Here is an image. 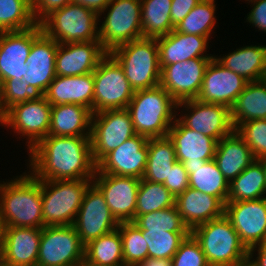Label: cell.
I'll list each match as a JSON object with an SVG mask.
<instances>
[{
	"label": "cell",
	"instance_id": "1",
	"mask_svg": "<svg viewBox=\"0 0 266 266\" xmlns=\"http://www.w3.org/2000/svg\"><path fill=\"white\" fill-rule=\"evenodd\" d=\"M27 153L37 180L93 179L97 170L90 137L48 135Z\"/></svg>",
	"mask_w": 266,
	"mask_h": 266
},
{
	"label": "cell",
	"instance_id": "2",
	"mask_svg": "<svg viewBox=\"0 0 266 266\" xmlns=\"http://www.w3.org/2000/svg\"><path fill=\"white\" fill-rule=\"evenodd\" d=\"M10 179L0 181L2 226L42 229L41 180H37L29 171Z\"/></svg>",
	"mask_w": 266,
	"mask_h": 266
},
{
	"label": "cell",
	"instance_id": "3",
	"mask_svg": "<svg viewBox=\"0 0 266 266\" xmlns=\"http://www.w3.org/2000/svg\"><path fill=\"white\" fill-rule=\"evenodd\" d=\"M177 102L159 84L153 88L135 91L127 110L135 133L149 138L168 135L177 115Z\"/></svg>",
	"mask_w": 266,
	"mask_h": 266
},
{
	"label": "cell",
	"instance_id": "4",
	"mask_svg": "<svg viewBox=\"0 0 266 266\" xmlns=\"http://www.w3.org/2000/svg\"><path fill=\"white\" fill-rule=\"evenodd\" d=\"M109 54L123 68L134 91L160 84L159 49L154 38H139L114 48Z\"/></svg>",
	"mask_w": 266,
	"mask_h": 266
},
{
	"label": "cell",
	"instance_id": "5",
	"mask_svg": "<svg viewBox=\"0 0 266 266\" xmlns=\"http://www.w3.org/2000/svg\"><path fill=\"white\" fill-rule=\"evenodd\" d=\"M190 233L201 245L208 264H248L249 250L225 215L195 227Z\"/></svg>",
	"mask_w": 266,
	"mask_h": 266
},
{
	"label": "cell",
	"instance_id": "6",
	"mask_svg": "<svg viewBox=\"0 0 266 266\" xmlns=\"http://www.w3.org/2000/svg\"><path fill=\"white\" fill-rule=\"evenodd\" d=\"M92 179L41 180L44 226L73 225Z\"/></svg>",
	"mask_w": 266,
	"mask_h": 266
},
{
	"label": "cell",
	"instance_id": "7",
	"mask_svg": "<svg viewBox=\"0 0 266 266\" xmlns=\"http://www.w3.org/2000/svg\"><path fill=\"white\" fill-rule=\"evenodd\" d=\"M39 24L59 44L99 41V15L72 2L52 11Z\"/></svg>",
	"mask_w": 266,
	"mask_h": 266
},
{
	"label": "cell",
	"instance_id": "8",
	"mask_svg": "<svg viewBox=\"0 0 266 266\" xmlns=\"http://www.w3.org/2000/svg\"><path fill=\"white\" fill-rule=\"evenodd\" d=\"M139 38H142L141 0H111L99 14V41L103 48L109 53Z\"/></svg>",
	"mask_w": 266,
	"mask_h": 266
},
{
	"label": "cell",
	"instance_id": "9",
	"mask_svg": "<svg viewBox=\"0 0 266 266\" xmlns=\"http://www.w3.org/2000/svg\"><path fill=\"white\" fill-rule=\"evenodd\" d=\"M93 76V113L127 108L135 91L123 68L109 53L99 62Z\"/></svg>",
	"mask_w": 266,
	"mask_h": 266
},
{
	"label": "cell",
	"instance_id": "10",
	"mask_svg": "<svg viewBox=\"0 0 266 266\" xmlns=\"http://www.w3.org/2000/svg\"><path fill=\"white\" fill-rule=\"evenodd\" d=\"M85 245L73 225L42 228L37 266H79Z\"/></svg>",
	"mask_w": 266,
	"mask_h": 266
},
{
	"label": "cell",
	"instance_id": "11",
	"mask_svg": "<svg viewBox=\"0 0 266 266\" xmlns=\"http://www.w3.org/2000/svg\"><path fill=\"white\" fill-rule=\"evenodd\" d=\"M136 135L126 108L93 113L91 119V149L97 164L107 153Z\"/></svg>",
	"mask_w": 266,
	"mask_h": 266
},
{
	"label": "cell",
	"instance_id": "12",
	"mask_svg": "<svg viewBox=\"0 0 266 266\" xmlns=\"http://www.w3.org/2000/svg\"><path fill=\"white\" fill-rule=\"evenodd\" d=\"M176 116L184 126L217 141L234 130L230 108L221 104L205 103L197 99L180 102L177 104Z\"/></svg>",
	"mask_w": 266,
	"mask_h": 266
},
{
	"label": "cell",
	"instance_id": "13",
	"mask_svg": "<svg viewBox=\"0 0 266 266\" xmlns=\"http://www.w3.org/2000/svg\"><path fill=\"white\" fill-rule=\"evenodd\" d=\"M52 105L43 96L38 100H28L8 109L3 127L13 130L26 140L27 151L42 138L48 136Z\"/></svg>",
	"mask_w": 266,
	"mask_h": 266
},
{
	"label": "cell",
	"instance_id": "14",
	"mask_svg": "<svg viewBox=\"0 0 266 266\" xmlns=\"http://www.w3.org/2000/svg\"><path fill=\"white\" fill-rule=\"evenodd\" d=\"M119 222L111 214L104 195L92 183L86 190L73 226L81 242L86 245L91 240L118 228Z\"/></svg>",
	"mask_w": 266,
	"mask_h": 266
},
{
	"label": "cell",
	"instance_id": "15",
	"mask_svg": "<svg viewBox=\"0 0 266 266\" xmlns=\"http://www.w3.org/2000/svg\"><path fill=\"white\" fill-rule=\"evenodd\" d=\"M140 180L135 177L95 173L92 183L104 195L111 214L118 222L135 219Z\"/></svg>",
	"mask_w": 266,
	"mask_h": 266
},
{
	"label": "cell",
	"instance_id": "16",
	"mask_svg": "<svg viewBox=\"0 0 266 266\" xmlns=\"http://www.w3.org/2000/svg\"><path fill=\"white\" fill-rule=\"evenodd\" d=\"M211 59L194 58L164 66L160 85L177 103L196 99Z\"/></svg>",
	"mask_w": 266,
	"mask_h": 266
},
{
	"label": "cell",
	"instance_id": "17",
	"mask_svg": "<svg viewBox=\"0 0 266 266\" xmlns=\"http://www.w3.org/2000/svg\"><path fill=\"white\" fill-rule=\"evenodd\" d=\"M224 215L230 220L248 250L266 242V197L226 202Z\"/></svg>",
	"mask_w": 266,
	"mask_h": 266
},
{
	"label": "cell",
	"instance_id": "18",
	"mask_svg": "<svg viewBox=\"0 0 266 266\" xmlns=\"http://www.w3.org/2000/svg\"><path fill=\"white\" fill-rule=\"evenodd\" d=\"M40 24L23 30L0 32V80L21 79L28 71L26 59L33 41L42 33Z\"/></svg>",
	"mask_w": 266,
	"mask_h": 266
},
{
	"label": "cell",
	"instance_id": "19",
	"mask_svg": "<svg viewBox=\"0 0 266 266\" xmlns=\"http://www.w3.org/2000/svg\"><path fill=\"white\" fill-rule=\"evenodd\" d=\"M148 138L134 135L107 153L98 163L96 173L142 179L147 165Z\"/></svg>",
	"mask_w": 266,
	"mask_h": 266
},
{
	"label": "cell",
	"instance_id": "20",
	"mask_svg": "<svg viewBox=\"0 0 266 266\" xmlns=\"http://www.w3.org/2000/svg\"><path fill=\"white\" fill-rule=\"evenodd\" d=\"M247 82L242 76L225 68L213 57L206 67L196 99L231 108Z\"/></svg>",
	"mask_w": 266,
	"mask_h": 266
},
{
	"label": "cell",
	"instance_id": "21",
	"mask_svg": "<svg viewBox=\"0 0 266 266\" xmlns=\"http://www.w3.org/2000/svg\"><path fill=\"white\" fill-rule=\"evenodd\" d=\"M173 142L176 160L184 167H197L215 157L218 141L184 126L177 118L168 131Z\"/></svg>",
	"mask_w": 266,
	"mask_h": 266
},
{
	"label": "cell",
	"instance_id": "22",
	"mask_svg": "<svg viewBox=\"0 0 266 266\" xmlns=\"http://www.w3.org/2000/svg\"><path fill=\"white\" fill-rule=\"evenodd\" d=\"M41 233L39 228L3 227L2 266H37Z\"/></svg>",
	"mask_w": 266,
	"mask_h": 266
},
{
	"label": "cell",
	"instance_id": "23",
	"mask_svg": "<svg viewBox=\"0 0 266 266\" xmlns=\"http://www.w3.org/2000/svg\"><path fill=\"white\" fill-rule=\"evenodd\" d=\"M107 54L100 41L58 44L56 75L70 77L94 72Z\"/></svg>",
	"mask_w": 266,
	"mask_h": 266
},
{
	"label": "cell",
	"instance_id": "24",
	"mask_svg": "<svg viewBox=\"0 0 266 266\" xmlns=\"http://www.w3.org/2000/svg\"><path fill=\"white\" fill-rule=\"evenodd\" d=\"M156 40L159 49L160 69L173 63L194 58L214 57L213 54H207L210 43L208 37L180 33L173 29L167 35Z\"/></svg>",
	"mask_w": 266,
	"mask_h": 266
},
{
	"label": "cell",
	"instance_id": "25",
	"mask_svg": "<svg viewBox=\"0 0 266 266\" xmlns=\"http://www.w3.org/2000/svg\"><path fill=\"white\" fill-rule=\"evenodd\" d=\"M58 42L42 32L32 43L26 63L28 71L23 77L28 85L35 86L43 94L57 76L55 57Z\"/></svg>",
	"mask_w": 266,
	"mask_h": 266
},
{
	"label": "cell",
	"instance_id": "26",
	"mask_svg": "<svg viewBox=\"0 0 266 266\" xmlns=\"http://www.w3.org/2000/svg\"><path fill=\"white\" fill-rule=\"evenodd\" d=\"M175 205L190 232L205 222L222 217L225 210L217 197L190 187L176 197Z\"/></svg>",
	"mask_w": 266,
	"mask_h": 266
},
{
	"label": "cell",
	"instance_id": "27",
	"mask_svg": "<svg viewBox=\"0 0 266 266\" xmlns=\"http://www.w3.org/2000/svg\"><path fill=\"white\" fill-rule=\"evenodd\" d=\"M44 97L52 106L78 104L89 108L93 113V72L80 76H56L46 89Z\"/></svg>",
	"mask_w": 266,
	"mask_h": 266
},
{
	"label": "cell",
	"instance_id": "28",
	"mask_svg": "<svg viewBox=\"0 0 266 266\" xmlns=\"http://www.w3.org/2000/svg\"><path fill=\"white\" fill-rule=\"evenodd\" d=\"M254 160L251 149L236 130L217 143L214 161L229 183Z\"/></svg>",
	"mask_w": 266,
	"mask_h": 266
},
{
	"label": "cell",
	"instance_id": "29",
	"mask_svg": "<svg viewBox=\"0 0 266 266\" xmlns=\"http://www.w3.org/2000/svg\"><path fill=\"white\" fill-rule=\"evenodd\" d=\"M214 58L248 82L266 78V45H246L224 56L214 55Z\"/></svg>",
	"mask_w": 266,
	"mask_h": 266
},
{
	"label": "cell",
	"instance_id": "30",
	"mask_svg": "<svg viewBox=\"0 0 266 266\" xmlns=\"http://www.w3.org/2000/svg\"><path fill=\"white\" fill-rule=\"evenodd\" d=\"M92 114L78 104L53 105L48 135L90 137Z\"/></svg>",
	"mask_w": 266,
	"mask_h": 266
},
{
	"label": "cell",
	"instance_id": "31",
	"mask_svg": "<svg viewBox=\"0 0 266 266\" xmlns=\"http://www.w3.org/2000/svg\"><path fill=\"white\" fill-rule=\"evenodd\" d=\"M230 116L234 130L247 121L266 119V78L247 82L230 108Z\"/></svg>",
	"mask_w": 266,
	"mask_h": 266
},
{
	"label": "cell",
	"instance_id": "32",
	"mask_svg": "<svg viewBox=\"0 0 266 266\" xmlns=\"http://www.w3.org/2000/svg\"><path fill=\"white\" fill-rule=\"evenodd\" d=\"M147 165L142 179L154 183H164L170 170L177 162L173 142L168 136L149 138L147 141Z\"/></svg>",
	"mask_w": 266,
	"mask_h": 266
},
{
	"label": "cell",
	"instance_id": "33",
	"mask_svg": "<svg viewBox=\"0 0 266 266\" xmlns=\"http://www.w3.org/2000/svg\"><path fill=\"white\" fill-rule=\"evenodd\" d=\"M266 197V176L262 163L254 160L229 183L227 202L258 200Z\"/></svg>",
	"mask_w": 266,
	"mask_h": 266
},
{
	"label": "cell",
	"instance_id": "34",
	"mask_svg": "<svg viewBox=\"0 0 266 266\" xmlns=\"http://www.w3.org/2000/svg\"><path fill=\"white\" fill-rule=\"evenodd\" d=\"M189 175V187L217 197L224 205L229 194V182L214 159L197 167H184Z\"/></svg>",
	"mask_w": 266,
	"mask_h": 266
},
{
	"label": "cell",
	"instance_id": "35",
	"mask_svg": "<svg viewBox=\"0 0 266 266\" xmlns=\"http://www.w3.org/2000/svg\"><path fill=\"white\" fill-rule=\"evenodd\" d=\"M172 0H141L142 37L160 38L170 33Z\"/></svg>",
	"mask_w": 266,
	"mask_h": 266
},
{
	"label": "cell",
	"instance_id": "36",
	"mask_svg": "<svg viewBox=\"0 0 266 266\" xmlns=\"http://www.w3.org/2000/svg\"><path fill=\"white\" fill-rule=\"evenodd\" d=\"M84 259L100 266H125L119 229L117 228L86 244Z\"/></svg>",
	"mask_w": 266,
	"mask_h": 266
},
{
	"label": "cell",
	"instance_id": "37",
	"mask_svg": "<svg viewBox=\"0 0 266 266\" xmlns=\"http://www.w3.org/2000/svg\"><path fill=\"white\" fill-rule=\"evenodd\" d=\"M215 2L202 0L174 29L180 33L208 37L211 40L217 24Z\"/></svg>",
	"mask_w": 266,
	"mask_h": 266
},
{
	"label": "cell",
	"instance_id": "38",
	"mask_svg": "<svg viewBox=\"0 0 266 266\" xmlns=\"http://www.w3.org/2000/svg\"><path fill=\"white\" fill-rule=\"evenodd\" d=\"M37 24L31 0H0V32L23 31Z\"/></svg>",
	"mask_w": 266,
	"mask_h": 266
},
{
	"label": "cell",
	"instance_id": "39",
	"mask_svg": "<svg viewBox=\"0 0 266 266\" xmlns=\"http://www.w3.org/2000/svg\"><path fill=\"white\" fill-rule=\"evenodd\" d=\"M176 198L163 185L141 179L137 194L135 218L142 214L175 206Z\"/></svg>",
	"mask_w": 266,
	"mask_h": 266
},
{
	"label": "cell",
	"instance_id": "40",
	"mask_svg": "<svg viewBox=\"0 0 266 266\" xmlns=\"http://www.w3.org/2000/svg\"><path fill=\"white\" fill-rule=\"evenodd\" d=\"M118 229L122 238L124 265L139 266L148 258V245L142 230L132 221L119 222Z\"/></svg>",
	"mask_w": 266,
	"mask_h": 266
},
{
	"label": "cell",
	"instance_id": "41",
	"mask_svg": "<svg viewBox=\"0 0 266 266\" xmlns=\"http://www.w3.org/2000/svg\"><path fill=\"white\" fill-rule=\"evenodd\" d=\"M190 232H166L164 230H142L148 245V257L172 259L180 244Z\"/></svg>",
	"mask_w": 266,
	"mask_h": 266
},
{
	"label": "cell",
	"instance_id": "42",
	"mask_svg": "<svg viewBox=\"0 0 266 266\" xmlns=\"http://www.w3.org/2000/svg\"><path fill=\"white\" fill-rule=\"evenodd\" d=\"M141 230H164L166 232H190L183 223L175 206L137 216L133 221Z\"/></svg>",
	"mask_w": 266,
	"mask_h": 266
},
{
	"label": "cell",
	"instance_id": "43",
	"mask_svg": "<svg viewBox=\"0 0 266 266\" xmlns=\"http://www.w3.org/2000/svg\"><path fill=\"white\" fill-rule=\"evenodd\" d=\"M236 131L251 149L255 160L266 157V119L247 121Z\"/></svg>",
	"mask_w": 266,
	"mask_h": 266
},
{
	"label": "cell",
	"instance_id": "44",
	"mask_svg": "<svg viewBox=\"0 0 266 266\" xmlns=\"http://www.w3.org/2000/svg\"><path fill=\"white\" fill-rule=\"evenodd\" d=\"M43 96L44 94L38 88L28 85L23 77L7 79L3 82V98L7 109L28 100H38Z\"/></svg>",
	"mask_w": 266,
	"mask_h": 266
},
{
	"label": "cell",
	"instance_id": "45",
	"mask_svg": "<svg viewBox=\"0 0 266 266\" xmlns=\"http://www.w3.org/2000/svg\"><path fill=\"white\" fill-rule=\"evenodd\" d=\"M172 266H207L201 245L190 233L171 259Z\"/></svg>",
	"mask_w": 266,
	"mask_h": 266
},
{
	"label": "cell",
	"instance_id": "46",
	"mask_svg": "<svg viewBox=\"0 0 266 266\" xmlns=\"http://www.w3.org/2000/svg\"><path fill=\"white\" fill-rule=\"evenodd\" d=\"M163 185L174 195L175 198L189 187V175L184 168L183 163L177 161L173 165L169 177L165 180Z\"/></svg>",
	"mask_w": 266,
	"mask_h": 266
},
{
	"label": "cell",
	"instance_id": "47",
	"mask_svg": "<svg viewBox=\"0 0 266 266\" xmlns=\"http://www.w3.org/2000/svg\"><path fill=\"white\" fill-rule=\"evenodd\" d=\"M71 0H31L32 14L39 24L52 11L63 8Z\"/></svg>",
	"mask_w": 266,
	"mask_h": 266
},
{
	"label": "cell",
	"instance_id": "48",
	"mask_svg": "<svg viewBox=\"0 0 266 266\" xmlns=\"http://www.w3.org/2000/svg\"><path fill=\"white\" fill-rule=\"evenodd\" d=\"M250 3L252 9L246 16L247 23L266 33V0H255Z\"/></svg>",
	"mask_w": 266,
	"mask_h": 266
},
{
	"label": "cell",
	"instance_id": "49",
	"mask_svg": "<svg viewBox=\"0 0 266 266\" xmlns=\"http://www.w3.org/2000/svg\"><path fill=\"white\" fill-rule=\"evenodd\" d=\"M202 0H172L170 17L172 25H178Z\"/></svg>",
	"mask_w": 266,
	"mask_h": 266
},
{
	"label": "cell",
	"instance_id": "50",
	"mask_svg": "<svg viewBox=\"0 0 266 266\" xmlns=\"http://www.w3.org/2000/svg\"><path fill=\"white\" fill-rule=\"evenodd\" d=\"M247 266H266V242L249 249Z\"/></svg>",
	"mask_w": 266,
	"mask_h": 266
},
{
	"label": "cell",
	"instance_id": "51",
	"mask_svg": "<svg viewBox=\"0 0 266 266\" xmlns=\"http://www.w3.org/2000/svg\"><path fill=\"white\" fill-rule=\"evenodd\" d=\"M71 2L86 7L99 15L111 0H71Z\"/></svg>",
	"mask_w": 266,
	"mask_h": 266
},
{
	"label": "cell",
	"instance_id": "52",
	"mask_svg": "<svg viewBox=\"0 0 266 266\" xmlns=\"http://www.w3.org/2000/svg\"><path fill=\"white\" fill-rule=\"evenodd\" d=\"M139 266H172L171 259H156L148 257Z\"/></svg>",
	"mask_w": 266,
	"mask_h": 266
},
{
	"label": "cell",
	"instance_id": "53",
	"mask_svg": "<svg viewBox=\"0 0 266 266\" xmlns=\"http://www.w3.org/2000/svg\"><path fill=\"white\" fill-rule=\"evenodd\" d=\"M8 109L4 103L3 98V83L0 80V126H4L6 117H7Z\"/></svg>",
	"mask_w": 266,
	"mask_h": 266
},
{
	"label": "cell",
	"instance_id": "54",
	"mask_svg": "<svg viewBox=\"0 0 266 266\" xmlns=\"http://www.w3.org/2000/svg\"><path fill=\"white\" fill-rule=\"evenodd\" d=\"M207 266H247V264H208Z\"/></svg>",
	"mask_w": 266,
	"mask_h": 266
},
{
	"label": "cell",
	"instance_id": "55",
	"mask_svg": "<svg viewBox=\"0 0 266 266\" xmlns=\"http://www.w3.org/2000/svg\"><path fill=\"white\" fill-rule=\"evenodd\" d=\"M79 266H100V265H96L90 262H87L85 259L82 261V263Z\"/></svg>",
	"mask_w": 266,
	"mask_h": 266
},
{
	"label": "cell",
	"instance_id": "56",
	"mask_svg": "<svg viewBox=\"0 0 266 266\" xmlns=\"http://www.w3.org/2000/svg\"><path fill=\"white\" fill-rule=\"evenodd\" d=\"M259 161L262 163L263 167H264V171H265V176H266V157L259 159Z\"/></svg>",
	"mask_w": 266,
	"mask_h": 266
},
{
	"label": "cell",
	"instance_id": "57",
	"mask_svg": "<svg viewBox=\"0 0 266 266\" xmlns=\"http://www.w3.org/2000/svg\"><path fill=\"white\" fill-rule=\"evenodd\" d=\"M2 229H3V226H2L1 220H0V242H1Z\"/></svg>",
	"mask_w": 266,
	"mask_h": 266
},
{
	"label": "cell",
	"instance_id": "58",
	"mask_svg": "<svg viewBox=\"0 0 266 266\" xmlns=\"http://www.w3.org/2000/svg\"><path fill=\"white\" fill-rule=\"evenodd\" d=\"M0 266H2V263H1V242H0Z\"/></svg>",
	"mask_w": 266,
	"mask_h": 266
},
{
	"label": "cell",
	"instance_id": "59",
	"mask_svg": "<svg viewBox=\"0 0 266 266\" xmlns=\"http://www.w3.org/2000/svg\"><path fill=\"white\" fill-rule=\"evenodd\" d=\"M245 1H247V4L249 5L250 2L255 1V0H245Z\"/></svg>",
	"mask_w": 266,
	"mask_h": 266
}]
</instances>
